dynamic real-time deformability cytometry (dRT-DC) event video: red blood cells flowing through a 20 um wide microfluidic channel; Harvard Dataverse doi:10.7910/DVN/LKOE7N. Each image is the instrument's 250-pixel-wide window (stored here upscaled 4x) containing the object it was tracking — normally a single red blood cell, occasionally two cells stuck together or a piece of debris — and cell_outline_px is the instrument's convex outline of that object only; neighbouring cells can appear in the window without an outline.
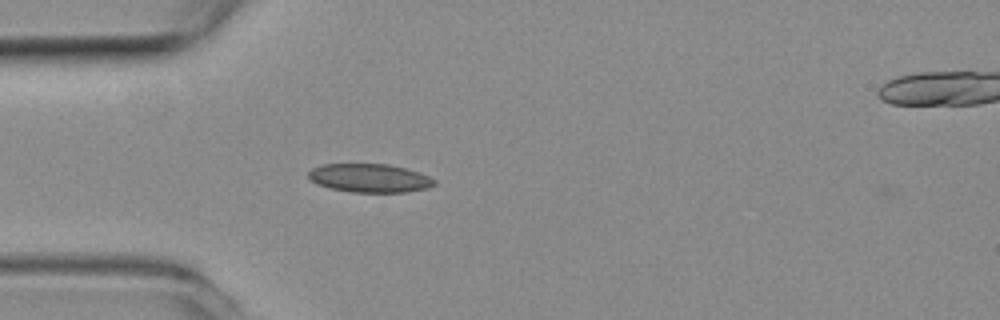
{"species": "common noctule bat (a hibernating species)", "species_latin": "Nyctalus noctula", "temperature_condition": "room temperature", "stored_images_in_passage": 42, "camera_frame_rate_fps": 3000, "um_per_image_px": 0.085, "animal": {"sex": "female", "body_mass_g": 19.3, "forearm_length_mm": 54.1}, "frame": {"image": 1, "passage_image": 3, "time_ms": 0.667, "image_size_px": [1000, 320], "cell_outline_px": [[436, 184], [428, 188], [408, 192], [352, 192], [332, 188], [316, 184], [308, 176], [308, 172], [312, 168], [320, 164], [388, 164], [420, 172], [436, 180]], "centroid_in_image_um": [31.43, 15.13], "position_along_channel_um": 53.6, "area_um2": 20.98}}
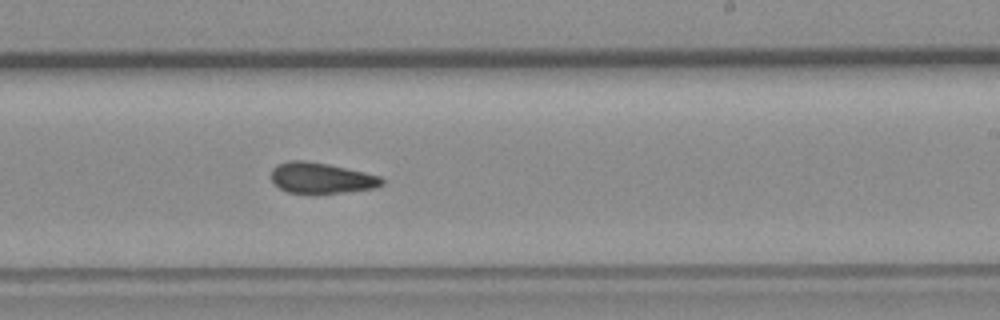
{"frame": {"image": 2, "passage_image": 20, "time_ms": 6.333, "image_size_px": [1000, 320], "cell_outline_px": [[384, 184], [376, 188], [312, 196], [288, 192], [280, 188], [272, 180], [272, 168], [288, 160], [304, 160], [328, 164], [364, 172], [380, 176], [384, 180]], "centroid_in_image_um": [27.32, 15.17], "position_along_channel_um": 261.7, "area_um2": 20.29}}
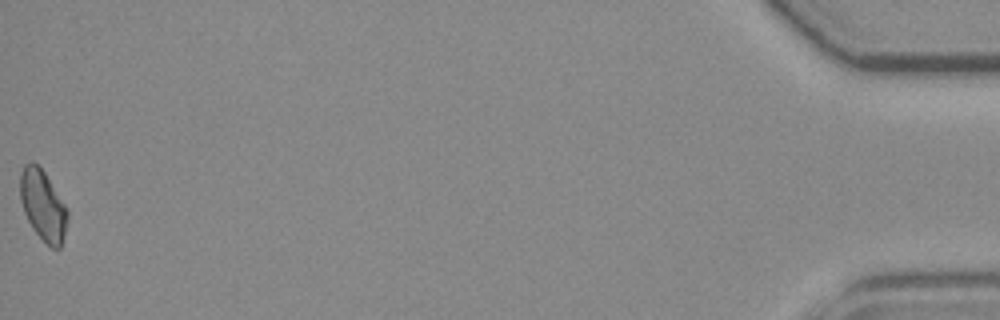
{"frame": {"image": 3, "passage_image": 42, "time_ms": 13.667, "image_size_px": [1000, 320], "cell_outline_px": [[68, 216], [64, 236], [60, 248], [52, 248], [32, 228], [24, 212], [20, 200], [20, 172], [24, 164], [32, 160], [44, 172], [68, 208]], "centroid_in_image_um": [3.64, 17.42], "position_along_channel_um": 431.6, "area_um2": 19.36}, "authors_computed_cell_mechanics": {"area_um2": 19.9699, "velocity_mm_per_s": 3.7857, "shape_relaxation_time_tau1_ms": null, "shape_relaxation_time_tau2_ms": 2.6572, "deformation_change_tau1": null, "deformation_change_tau2": 0.0927}}